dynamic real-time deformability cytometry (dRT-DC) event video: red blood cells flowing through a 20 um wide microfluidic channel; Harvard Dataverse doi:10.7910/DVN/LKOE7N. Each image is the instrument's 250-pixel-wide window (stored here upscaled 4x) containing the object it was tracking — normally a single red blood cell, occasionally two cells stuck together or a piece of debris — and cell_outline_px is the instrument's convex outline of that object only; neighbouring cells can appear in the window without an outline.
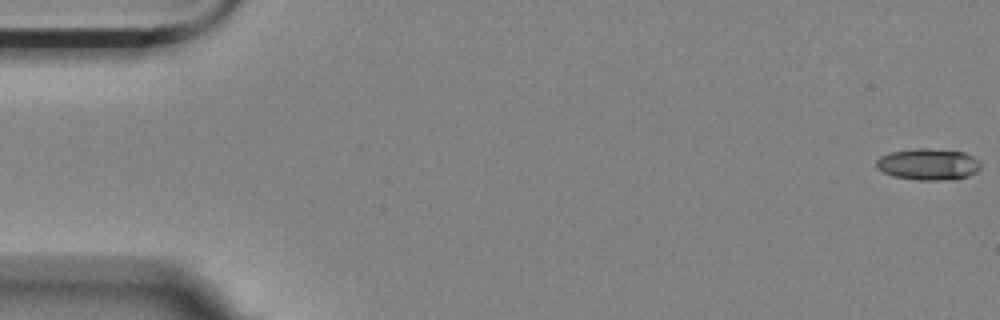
{"species": "Egyptian fruit bat (a non-hibernating species)", "species_latin": "Rousettus aegyptiacus", "temperature_condition": "room temperature", "stored_images_in_passage": 17, "camera_frame_rate_fps": 3000, "um_per_image_px": 0.085, "animal": {"sex": "female"}, "frame": {"image": 1, "passage_image": 1, "time_ms": 0.0, "image_size_px": [1000, 320], "cell_outline_px": [[980, 168], [976, 172], [968, 176], [956, 180], [920, 180], [892, 176], [876, 168], [876, 160], [880, 156], [892, 152], [916, 148], [928, 148], [964, 152], [980, 160]], "centroid_in_image_um": [78.92, 13.97], "position_along_channel_um": 6.1, "area_um2": 19.31}}